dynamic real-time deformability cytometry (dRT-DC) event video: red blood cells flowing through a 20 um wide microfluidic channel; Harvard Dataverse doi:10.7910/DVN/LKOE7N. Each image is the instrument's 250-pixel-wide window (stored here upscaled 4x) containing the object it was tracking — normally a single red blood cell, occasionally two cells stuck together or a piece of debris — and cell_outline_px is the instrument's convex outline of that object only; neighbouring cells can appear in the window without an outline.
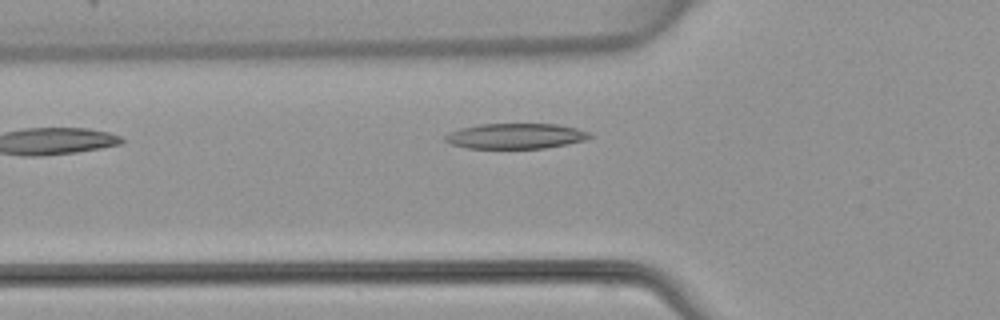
{"species": "common noctule bat (a hibernating species)", "species_latin": "Nyctalus noctula", "temperature_condition": "warm", "stored_images_in_passage": 3, "camera_frame_rate_fps": 3000, "um_per_image_px": 0.085, "animal": {"sex": "female", "body_mass_g": 22.7, "forearm_length_mm": 54.2}, "frame": {"image": 1, "passage_image": 3, "time_ms": 3.667, "image_size_px": [1000, 320], "cell_outline_px": [[592, 136], [584, 140], [568, 144], [544, 148], [468, 148], [452, 144], [444, 140], [444, 136], [460, 128], [480, 124], [556, 124], [576, 128], [592, 132]], "centroid_in_image_um": [43.86, 11.56], "position_along_channel_um": 81.9, "area_um2": 21.27}}